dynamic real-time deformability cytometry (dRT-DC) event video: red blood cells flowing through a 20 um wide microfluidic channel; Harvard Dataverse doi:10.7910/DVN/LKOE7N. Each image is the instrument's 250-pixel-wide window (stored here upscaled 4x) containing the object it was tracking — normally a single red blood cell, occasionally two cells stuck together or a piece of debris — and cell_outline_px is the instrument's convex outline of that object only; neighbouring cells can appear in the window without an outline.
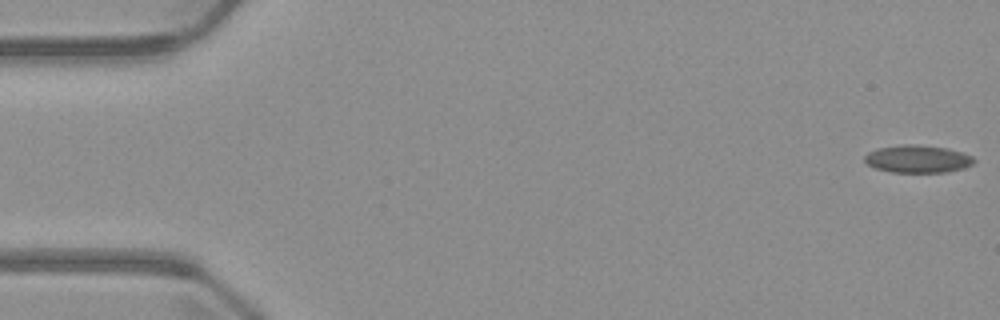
{"species": "common noctule bat (a hibernating species)", "species_latin": "Nyctalus noctula", "temperature_condition": "warm", "stored_images_in_passage": 5, "camera_frame_rate_fps": 3000, "um_per_image_px": 0.085, "animal": {"sex": "male", "body_mass_g": 23.1, "forearm_length_mm": 52.7}, "frame": {"image": 1, "passage_image": 1, "time_ms": 0.0, "image_size_px": [1000, 320], "cell_outline_px": [[976, 160], [972, 164], [964, 168], [948, 172], [892, 172], [876, 168], [868, 164], [864, 160], [864, 156], [868, 152], [880, 148], [900, 144], [912, 144], [948, 148], [972, 156]], "centroid_in_image_um": [78.01, 13.51], "position_along_channel_um": 7.0, "area_um2": 17.51}}
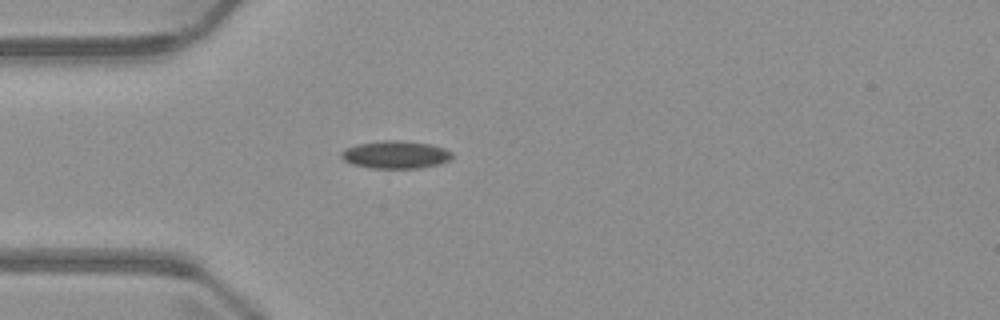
{"frame": {"image": 2, "passage_image": 5, "time_ms": 4.667, "image_size_px": [1000, 320], "cell_outline_px": [[452, 156], [448, 160], [440, 164], [420, 168], [372, 168], [352, 164], [344, 160], [340, 156], [340, 152], [344, 148], [356, 144], [384, 140], [396, 140], [432, 144], [444, 148], [452, 152]], "centroid_in_image_um": [33.6, 13.14], "position_along_channel_um": 51.4, "area_um2": 17.98}}